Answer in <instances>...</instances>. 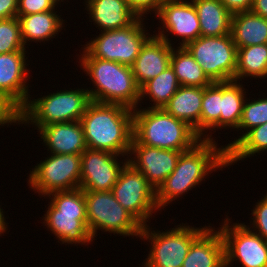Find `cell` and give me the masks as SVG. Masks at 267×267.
Listing matches in <instances>:
<instances>
[{"instance_id": "cell-4", "label": "cell", "mask_w": 267, "mask_h": 267, "mask_svg": "<svg viewBox=\"0 0 267 267\" xmlns=\"http://www.w3.org/2000/svg\"><path fill=\"white\" fill-rule=\"evenodd\" d=\"M133 139L149 147L187 151L201 137L186 122L170 115L164 108L133 110Z\"/></svg>"}, {"instance_id": "cell-41", "label": "cell", "mask_w": 267, "mask_h": 267, "mask_svg": "<svg viewBox=\"0 0 267 267\" xmlns=\"http://www.w3.org/2000/svg\"><path fill=\"white\" fill-rule=\"evenodd\" d=\"M3 209L1 208V205H0V236H2V234H4L6 231H7V224L6 223V219L4 218L5 214L3 213Z\"/></svg>"}, {"instance_id": "cell-27", "label": "cell", "mask_w": 267, "mask_h": 267, "mask_svg": "<svg viewBox=\"0 0 267 267\" xmlns=\"http://www.w3.org/2000/svg\"><path fill=\"white\" fill-rule=\"evenodd\" d=\"M243 86L242 83L240 84L235 80L222 82L220 129L232 128L237 130L247 95Z\"/></svg>"}, {"instance_id": "cell-20", "label": "cell", "mask_w": 267, "mask_h": 267, "mask_svg": "<svg viewBox=\"0 0 267 267\" xmlns=\"http://www.w3.org/2000/svg\"><path fill=\"white\" fill-rule=\"evenodd\" d=\"M85 4L90 22H94L101 31L126 27L139 17L127 0H85Z\"/></svg>"}, {"instance_id": "cell-32", "label": "cell", "mask_w": 267, "mask_h": 267, "mask_svg": "<svg viewBox=\"0 0 267 267\" xmlns=\"http://www.w3.org/2000/svg\"><path fill=\"white\" fill-rule=\"evenodd\" d=\"M247 99L246 97L243 103L242 115L237 128V131L243 129L242 135L236 140L234 138V141L224 146L226 152L244 135V130L246 133L252 128L267 122V97L258 98V100L254 99L251 102L250 99H248L249 101Z\"/></svg>"}, {"instance_id": "cell-12", "label": "cell", "mask_w": 267, "mask_h": 267, "mask_svg": "<svg viewBox=\"0 0 267 267\" xmlns=\"http://www.w3.org/2000/svg\"><path fill=\"white\" fill-rule=\"evenodd\" d=\"M111 191L119 204L143 226L147 225L152 213L159 211L156 190L149 184L147 178L128 162L121 170Z\"/></svg>"}, {"instance_id": "cell-31", "label": "cell", "mask_w": 267, "mask_h": 267, "mask_svg": "<svg viewBox=\"0 0 267 267\" xmlns=\"http://www.w3.org/2000/svg\"><path fill=\"white\" fill-rule=\"evenodd\" d=\"M261 151H267V122L244 133L227 151V167Z\"/></svg>"}, {"instance_id": "cell-37", "label": "cell", "mask_w": 267, "mask_h": 267, "mask_svg": "<svg viewBox=\"0 0 267 267\" xmlns=\"http://www.w3.org/2000/svg\"><path fill=\"white\" fill-rule=\"evenodd\" d=\"M127 1H128L129 6L131 7V9L139 17H145L146 18V16H144V15L149 14L150 11L152 13H155V15H156L164 0H127Z\"/></svg>"}, {"instance_id": "cell-23", "label": "cell", "mask_w": 267, "mask_h": 267, "mask_svg": "<svg viewBox=\"0 0 267 267\" xmlns=\"http://www.w3.org/2000/svg\"><path fill=\"white\" fill-rule=\"evenodd\" d=\"M57 11L51 10L30 15H17L21 25V37L26 47L27 42L50 41L51 38L63 30L65 23L63 18L56 14Z\"/></svg>"}, {"instance_id": "cell-5", "label": "cell", "mask_w": 267, "mask_h": 267, "mask_svg": "<svg viewBox=\"0 0 267 267\" xmlns=\"http://www.w3.org/2000/svg\"><path fill=\"white\" fill-rule=\"evenodd\" d=\"M47 196L51 200L42 220L44 226L61 241L59 243H74V246L92 243L93 237L87 226L84 190L54 191Z\"/></svg>"}, {"instance_id": "cell-25", "label": "cell", "mask_w": 267, "mask_h": 267, "mask_svg": "<svg viewBox=\"0 0 267 267\" xmlns=\"http://www.w3.org/2000/svg\"><path fill=\"white\" fill-rule=\"evenodd\" d=\"M231 36L237 48L267 44V19L252 11L232 14Z\"/></svg>"}, {"instance_id": "cell-35", "label": "cell", "mask_w": 267, "mask_h": 267, "mask_svg": "<svg viewBox=\"0 0 267 267\" xmlns=\"http://www.w3.org/2000/svg\"><path fill=\"white\" fill-rule=\"evenodd\" d=\"M58 5L55 0H18L17 15H30L51 11L56 9Z\"/></svg>"}, {"instance_id": "cell-14", "label": "cell", "mask_w": 267, "mask_h": 267, "mask_svg": "<svg viewBox=\"0 0 267 267\" xmlns=\"http://www.w3.org/2000/svg\"><path fill=\"white\" fill-rule=\"evenodd\" d=\"M155 16L161 20L162 24L155 35L170 46L174 45L168 38L171 34L180 37L181 42L178 43L180 47H185L201 36L199 19L192 0L191 2L189 0H164Z\"/></svg>"}, {"instance_id": "cell-30", "label": "cell", "mask_w": 267, "mask_h": 267, "mask_svg": "<svg viewBox=\"0 0 267 267\" xmlns=\"http://www.w3.org/2000/svg\"><path fill=\"white\" fill-rule=\"evenodd\" d=\"M221 99L222 82H213L211 85L203 87L200 115L201 139L214 140L212 134L209 135L205 133H207L208 130H211V132L214 130V132H216L215 130L218 128L220 129Z\"/></svg>"}, {"instance_id": "cell-13", "label": "cell", "mask_w": 267, "mask_h": 267, "mask_svg": "<svg viewBox=\"0 0 267 267\" xmlns=\"http://www.w3.org/2000/svg\"><path fill=\"white\" fill-rule=\"evenodd\" d=\"M218 229L223 238L225 267L237 260L243 267H267V241L244 223L223 219ZM230 222V223H229Z\"/></svg>"}, {"instance_id": "cell-33", "label": "cell", "mask_w": 267, "mask_h": 267, "mask_svg": "<svg viewBox=\"0 0 267 267\" xmlns=\"http://www.w3.org/2000/svg\"><path fill=\"white\" fill-rule=\"evenodd\" d=\"M19 18L0 19V54L25 51Z\"/></svg>"}, {"instance_id": "cell-15", "label": "cell", "mask_w": 267, "mask_h": 267, "mask_svg": "<svg viewBox=\"0 0 267 267\" xmlns=\"http://www.w3.org/2000/svg\"><path fill=\"white\" fill-rule=\"evenodd\" d=\"M121 156L124 158L123 155L87 148L81 154L80 188L84 191H111L128 162L126 158L124 162L119 161Z\"/></svg>"}, {"instance_id": "cell-24", "label": "cell", "mask_w": 267, "mask_h": 267, "mask_svg": "<svg viewBox=\"0 0 267 267\" xmlns=\"http://www.w3.org/2000/svg\"><path fill=\"white\" fill-rule=\"evenodd\" d=\"M196 9L201 36L218 37L231 34L232 14L220 0H192Z\"/></svg>"}, {"instance_id": "cell-39", "label": "cell", "mask_w": 267, "mask_h": 267, "mask_svg": "<svg viewBox=\"0 0 267 267\" xmlns=\"http://www.w3.org/2000/svg\"><path fill=\"white\" fill-rule=\"evenodd\" d=\"M18 0H0V19H10L17 16Z\"/></svg>"}, {"instance_id": "cell-2", "label": "cell", "mask_w": 267, "mask_h": 267, "mask_svg": "<svg viewBox=\"0 0 267 267\" xmlns=\"http://www.w3.org/2000/svg\"><path fill=\"white\" fill-rule=\"evenodd\" d=\"M80 123L88 149L128 157L133 139V109L91 101Z\"/></svg>"}, {"instance_id": "cell-1", "label": "cell", "mask_w": 267, "mask_h": 267, "mask_svg": "<svg viewBox=\"0 0 267 267\" xmlns=\"http://www.w3.org/2000/svg\"><path fill=\"white\" fill-rule=\"evenodd\" d=\"M217 144L215 140L201 139L191 149L181 152L175 169L156 190L159 210L201 185L209 173L227 167V152Z\"/></svg>"}, {"instance_id": "cell-29", "label": "cell", "mask_w": 267, "mask_h": 267, "mask_svg": "<svg viewBox=\"0 0 267 267\" xmlns=\"http://www.w3.org/2000/svg\"><path fill=\"white\" fill-rule=\"evenodd\" d=\"M179 87L174 69L169 65L162 73L140 88V101L142 102V99L147 96L151 99L150 102H153V105L147 108H163Z\"/></svg>"}, {"instance_id": "cell-17", "label": "cell", "mask_w": 267, "mask_h": 267, "mask_svg": "<svg viewBox=\"0 0 267 267\" xmlns=\"http://www.w3.org/2000/svg\"><path fill=\"white\" fill-rule=\"evenodd\" d=\"M27 51L0 54V94L20 110L30 97ZM26 57V58H25ZM27 64V65H26Z\"/></svg>"}, {"instance_id": "cell-42", "label": "cell", "mask_w": 267, "mask_h": 267, "mask_svg": "<svg viewBox=\"0 0 267 267\" xmlns=\"http://www.w3.org/2000/svg\"><path fill=\"white\" fill-rule=\"evenodd\" d=\"M58 4L60 3L61 6V2H63L64 0H55Z\"/></svg>"}, {"instance_id": "cell-19", "label": "cell", "mask_w": 267, "mask_h": 267, "mask_svg": "<svg viewBox=\"0 0 267 267\" xmlns=\"http://www.w3.org/2000/svg\"><path fill=\"white\" fill-rule=\"evenodd\" d=\"M38 132L50 154H82L87 149L80 121L42 126Z\"/></svg>"}, {"instance_id": "cell-9", "label": "cell", "mask_w": 267, "mask_h": 267, "mask_svg": "<svg viewBox=\"0 0 267 267\" xmlns=\"http://www.w3.org/2000/svg\"><path fill=\"white\" fill-rule=\"evenodd\" d=\"M185 224L166 232L152 231L148 224L143 226L140 239L151 242L152 247L142 267H182L191 244L208 227Z\"/></svg>"}, {"instance_id": "cell-22", "label": "cell", "mask_w": 267, "mask_h": 267, "mask_svg": "<svg viewBox=\"0 0 267 267\" xmlns=\"http://www.w3.org/2000/svg\"><path fill=\"white\" fill-rule=\"evenodd\" d=\"M203 87L180 86L163 107L170 115L186 122L200 136Z\"/></svg>"}, {"instance_id": "cell-26", "label": "cell", "mask_w": 267, "mask_h": 267, "mask_svg": "<svg viewBox=\"0 0 267 267\" xmlns=\"http://www.w3.org/2000/svg\"><path fill=\"white\" fill-rule=\"evenodd\" d=\"M173 47L170 66L174 69L180 86L207 87L213 82L185 47Z\"/></svg>"}, {"instance_id": "cell-40", "label": "cell", "mask_w": 267, "mask_h": 267, "mask_svg": "<svg viewBox=\"0 0 267 267\" xmlns=\"http://www.w3.org/2000/svg\"><path fill=\"white\" fill-rule=\"evenodd\" d=\"M251 11L267 19V0H253Z\"/></svg>"}, {"instance_id": "cell-34", "label": "cell", "mask_w": 267, "mask_h": 267, "mask_svg": "<svg viewBox=\"0 0 267 267\" xmlns=\"http://www.w3.org/2000/svg\"><path fill=\"white\" fill-rule=\"evenodd\" d=\"M263 197L256 202L254 209L251 210L253 218H251L252 222L250 221L251 227L249 228H252V231L267 241V193Z\"/></svg>"}, {"instance_id": "cell-11", "label": "cell", "mask_w": 267, "mask_h": 267, "mask_svg": "<svg viewBox=\"0 0 267 267\" xmlns=\"http://www.w3.org/2000/svg\"><path fill=\"white\" fill-rule=\"evenodd\" d=\"M80 176L81 154H50L30 170L27 180L29 188L45 198L54 191L80 188Z\"/></svg>"}, {"instance_id": "cell-28", "label": "cell", "mask_w": 267, "mask_h": 267, "mask_svg": "<svg viewBox=\"0 0 267 267\" xmlns=\"http://www.w3.org/2000/svg\"><path fill=\"white\" fill-rule=\"evenodd\" d=\"M247 77L255 79L267 77V44L237 48V68L234 80L240 82Z\"/></svg>"}, {"instance_id": "cell-10", "label": "cell", "mask_w": 267, "mask_h": 267, "mask_svg": "<svg viewBox=\"0 0 267 267\" xmlns=\"http://www.w3.org/2000/svg\"><path fill=\"white\" fill-rule=\"evenodd\" d=\"M185 48L212 82L235 79L237 47L231 34L218 37L200 36Z\"/></svg>"}, {"instance_id": "cell-21", "label": "cell", "mask_w": 267, "mask_h": 267, "mask_svg": "<svg viewBox=\"0 0 267 267\" xmlns=\"http://www.w3.org/2000/svg\"><path fill=\"white\" fill-rule=\"evenodd\" d=\"M182 267H225L220 230L209 225L191 244Z\"/></svg>"}, {"instance_id": "cell-3", "label": "cell", "mask_w": 267, "mask_h": 267, "mask_svg": "<svg viewBox=\"0 0 267 267\" xmlns=\"http://www.w3.org/2000/svg\"><path fill=\"white\" fill-rule=\"evenodd\" d=\"M79 58L80 67L95 87L87 88L91 101L120 104L133 110L139 107L140 87L130 66L95 57Z\"/></svg>"}, {"instance_id": "cell-16", "label": "cell", "mask_w": 267, "mask_h": 267, "mask_svg": "<svg viewBox=\"0 0 267 267\" xmlns=\"http://www.w3.org/2000/svg\"><path fill=\"white\" fill-rule=\"evenodd\" d=\"M181 152L183 151L145 146L132 139L129 155L126 158L128 163L140 171L149 184L157 190L175 169Z\"/></svg>"}, {"instance_id": "cell-8", "label": "cell", "mask_w": 267, "mask_h": 267, "mask_svg": "<svg viewBox=\"0 0 267 267\" xmlns=\"http://www.w3.org/2000/svg\"><path fill=\"white\" fill-rule=\"evenodd\" d=\"M87 226L93 240L97 230L140 238L143 225L115 199L112 191H84Z\"/></svg>"}, {"instance_id": "cell-7", "label": "cell", "mask_w": 267, "mask_h": 267, "mask_svg": "<svg viewBox=\"0 0 267 267\" xmlns=\"http://www.w3.org/2000/svg\"><path fill=\"white\" fill-rule=\"evenodd\" d=\"M138 17L126 27L100 31L101 33L84 45L81 57H95L132 66L140 53L141 47L151 34L145 30L143 20Z\"/></svg>"}, {"instance_id": "cell-36", "label": "cell", "mask_w": 267, "mask_h": 267, "mask_svg": "<svg viewBox=\"0 0 267 267\" xmlns=\"http://www.w3.org/2000/svg\"><path fill=\"white\" fill-rule=\"evenodd\" d=\"M19 125V110L0 94V126ZM6 124V125H5Z\"/></svg>"}, {"instance_id": "cell-6", "label": "cell", "mask_w": 267, "mask_h": 267, "mask_svg": "<svg viewBox=\"0 0 267 267\" xmlns=\"http://www.w3.org/2000/svg\"><path fill=\"white\" fill-rule=\"evenodd\" d=\"M90 102L89 92L84 88L60 90L32 100L29 97L19 110V125L34 124L39 130L54 123L80 121Z\"/></svg>"}, {"instance_id": "cell-18", "label": "cell", "mask_w": 267, "mask_h": 267, "mask_svg": "<svg viewBox=\"0 0 267 267\" xmlns=\"http://www.w3.org/2000/svg\"><path fill=\"white\" fill-rule=\"evenodd\" d=\"M172 49L173 46L154 34L146 40L131 66L140 88L170 65Z\"/></svg>"}, {"instance_id": "cell-38", "label": "cell", "mask_w": 267, "mask_h": 267, "mask_svg": "<svg viewBox=\"0 0 267 267\" xmlns=\"http://www.w3.org/2000/svg\"><path fill=\"white\" fill-rule=\"evenodd\" d=\"M231 14L251 11L253 0H220Z\"/></svg>"}]
</instances>
